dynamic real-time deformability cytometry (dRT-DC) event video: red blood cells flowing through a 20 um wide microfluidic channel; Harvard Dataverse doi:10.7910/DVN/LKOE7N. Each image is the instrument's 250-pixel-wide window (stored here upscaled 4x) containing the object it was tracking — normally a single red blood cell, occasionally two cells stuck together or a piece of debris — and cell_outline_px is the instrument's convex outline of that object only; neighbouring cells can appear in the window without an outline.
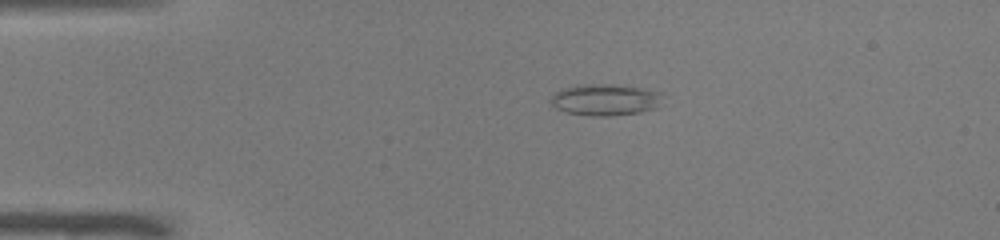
{"species": "common noctule bat (a hibernating species)", "species_latin": "Nyctalus noctula", "temperature_condition": "warm", "stored_images_in_passage": 41, "camera_frame_rate_fps": 3000, "um_per_image_px": 0.085, "animal": {"sex": "male", "body_mass_g": 19.0, "forearm_length_mm": 50.8}, "frame": {"image": 1, "passage_image": 1, "time_ms": 0.0, "image_size_px": [1000, 240], "cell_outline_px": [[664, 96], [656, 108], [640, 112], [608, 116], [592, 116], [568, 112], [556, 108], [552, 104], [552, 96], [556, 92], [564, 88], [576, 84], [612, 84], [640, 88], [656, 92]], "centroid_in_image_um": [51.44, 8.47], "position_along_channel_um": 33.6, "area_um2": 20.29}}
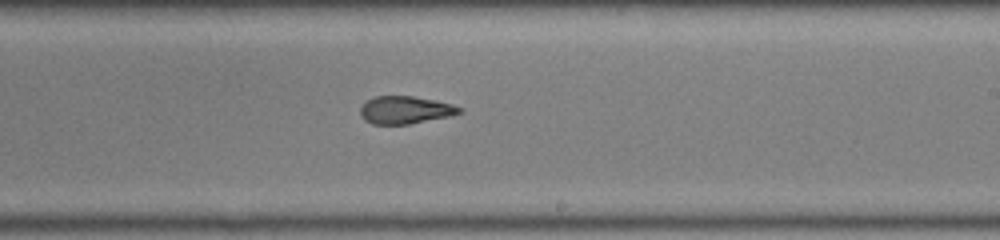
{"frame": {"image": 2, "passage_image": 21, "time_ms": 6.667, "image_size_px": [1000, 240], "cell_outline_px": [[460, 112], [452, 116], [408, 124], [372, 124], [364, 120], [360, 116], [360, 108], [368, 100], [376, 96], [412, 96], [436, 100], [452, 104], [460, 108]], "centroid_in_image_um": [34.43, 9.35], "position_along_channel_um": 254.6, "area_um2": 15.9}}
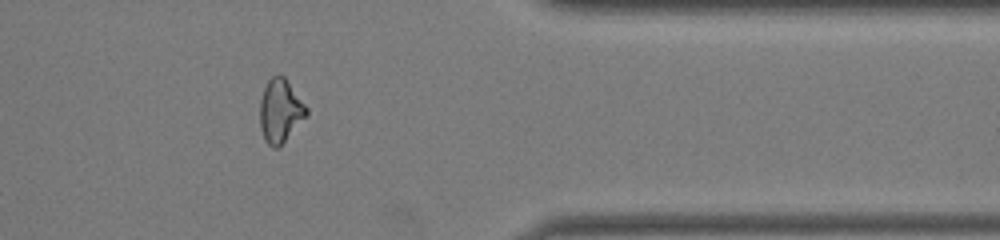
{"frame": {"image": 3, "passage_image": 32, "time_ms": 10.333, "image_size_px": [1000, 240], "cell_outline_px": [[308, 116], [280, 148], [272, 148], [264, 140], [260, 128], [260, 100], [264, 88], [268, 80], [272, 76], [284, 76], [308, 108]], "centroid_in_image_um": [23.84, 9.48], "position_along_channel_um": 387.6, "area_um2": 17.51}, "authors_computed_cell_mechanics": {"area_um2": 16.9354, "velocity_mm_per_s": 4.0189, "shape_relaxation_time_tau1_ms": null, "shape_relaxation_time_tau2_ms": 2.0517, "deformation_change_tau1": null, "deformation_change_tau2": 0.0935}}